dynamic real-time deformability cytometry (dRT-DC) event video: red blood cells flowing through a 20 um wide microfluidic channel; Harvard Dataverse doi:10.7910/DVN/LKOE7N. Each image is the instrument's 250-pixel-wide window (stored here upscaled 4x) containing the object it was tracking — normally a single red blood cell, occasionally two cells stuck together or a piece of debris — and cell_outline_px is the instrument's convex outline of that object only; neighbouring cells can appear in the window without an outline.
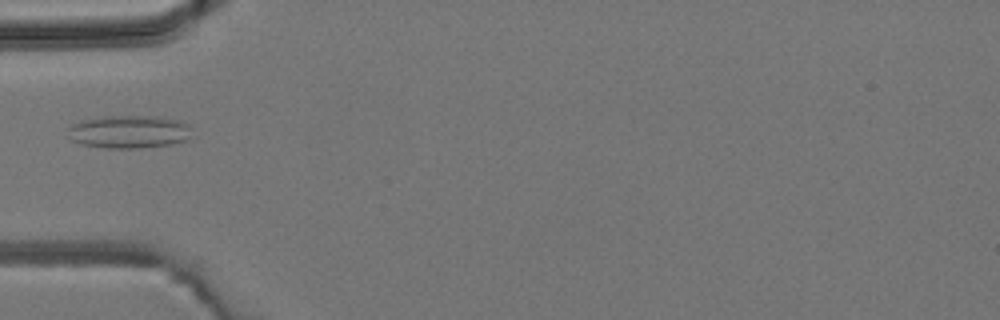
{"species": "common noctule bat (a hibernating species)", "species_latin": "Nyctalus noctula", "temperature_condition": "room temperature", "stored_images_in_passage": 5, "camera_frame_rate_fps": 3000, "um_per_image_px": 0.085, "animal": {"sex": "male", "body_mass_g": 19.2, "forearm_length_mm": 51.8}, "frame": {"image": 1, "passage_image": 5, "time_ms": 4.667, "image_size_px": [1000, 320], "cell_outline_px": [[192, 124], [188, 136], [184, 140], [172, 144], [140, 148], [104, 148], [80, 144], [72, 140], [68, 128], [72, 124], [80, 120], [100, 116], [160, 116], [180, 120]], "centroid_in_image_um": [10.97, 11.18], "position_along_channel_um": 74.0, "area_um2": 24.04}}